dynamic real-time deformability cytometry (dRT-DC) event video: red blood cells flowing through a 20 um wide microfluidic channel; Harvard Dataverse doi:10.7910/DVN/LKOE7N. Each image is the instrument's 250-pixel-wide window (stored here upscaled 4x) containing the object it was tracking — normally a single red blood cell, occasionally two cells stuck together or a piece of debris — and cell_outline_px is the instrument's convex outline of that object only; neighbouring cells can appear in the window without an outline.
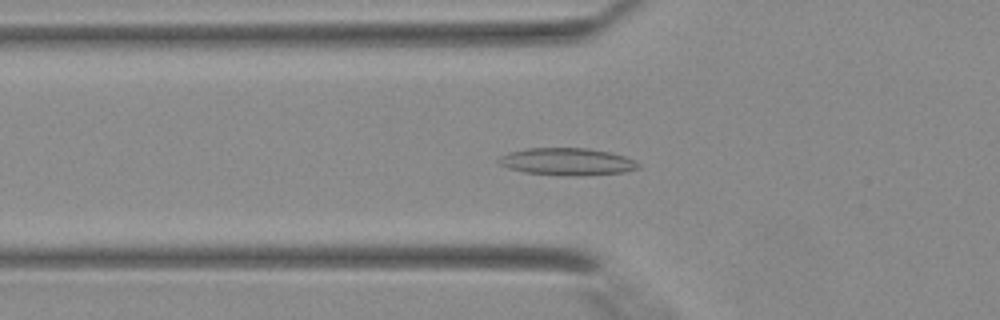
{"species": "Egyptian fruit bat (a non-hibernating species)", "species_latin": "Rousettus aegyptiacus", "temperature_condition": "warm", "stored_images_in_passage": 36, "camera_frame_rate_fps": 3000, "um_per_image_px": 0.085, "animal": {"sex": "female"}, "frame": {"image": 1, "passage_image": 9, "time_ms": 2.667, "image_size_px": [1000, 320], "cell_outline_px": [[640, 168], [624, 172], [576, 176], [560, 176], [524, 172], [508, 168], [500, 164], [496, 160], [500, 156], [508, 152], [528, 148], [588, 148], [608, 152], [624, 156], [640, 164]], "centroid_in_image_um": [48.17, 13.75], "position_along_channel_um": 77.6, "area_um2": 22.25}}
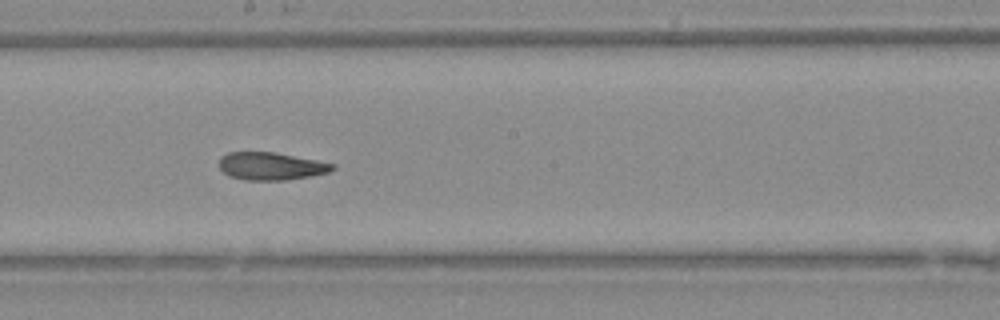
{"frame": {"image": 2, "passage_image": 18, "time_ms": 5.667, "image_size_px": [1000, 320], "cell_outline_px": [[336, 168], [328, 172], [312, 176], [284, 180], [244, 180], [228, 176], [220, 168], [220, 156], [228, 152], [272, 152], [316, 160], [336, 164]], "centroid_in_image_um": [23.03, 14.13], "position_along_channel_um": 225.2, "area_um2": 18.26}}
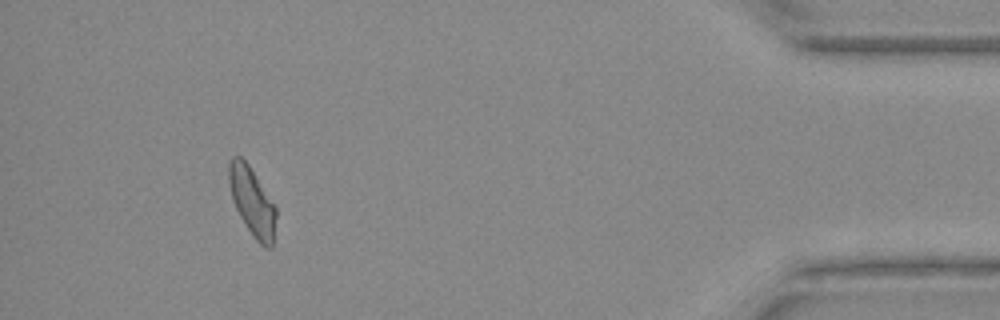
{"frame": {"image": 3, "passage_image": 33, "time_ms": 10.667, "image_size_px": [1000, 320], "cell_outline_px": [[276, 216], [272, 248], [264, 248], [256, 240], [240, 216], [232, 200], [228, 180], [228, 164], [232, 156], [240, 156], [248, 164], [276, 204]], "centroid_in_image_um": [21.44, 17.12], "position_along_channel_um": 413.8, "area_um2": 18.9}}